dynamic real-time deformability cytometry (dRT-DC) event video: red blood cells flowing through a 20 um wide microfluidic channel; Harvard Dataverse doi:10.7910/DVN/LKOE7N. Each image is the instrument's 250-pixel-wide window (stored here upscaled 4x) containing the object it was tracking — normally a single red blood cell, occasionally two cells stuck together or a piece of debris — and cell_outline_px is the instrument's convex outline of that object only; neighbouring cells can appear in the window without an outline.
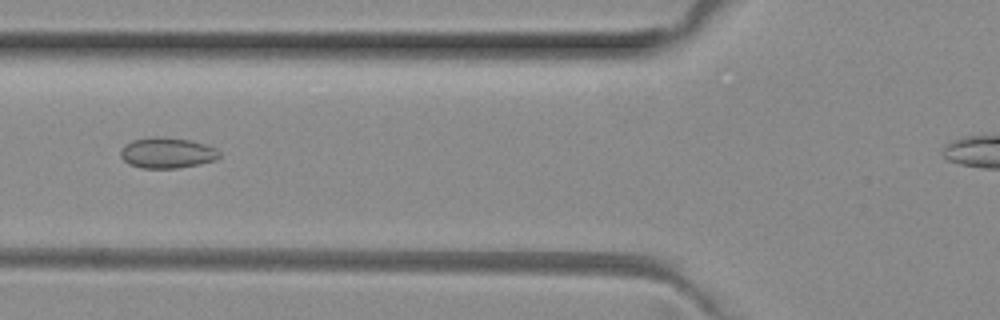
{"species": "common noctule bat (a hibernating species)", "species_latin": "Nyctalus noctula", "temperature_condition": "room temperature", "stored_images_in_passage": 3, "camera_frame_rate_fps": 3000, "um_per_image_px": 0.085, "animal": {"sex": "female", "body_mass_g": 29.2, "forearm_length_mm": 56.3}, "frame": {"image": 1, "passage_image": 3, "time_ms": 0.667, "image_size_px": [1000, 320], "cell_outline_px": [[220, 156], [216, 160], [200, 164], [176, 168], [140, 168], [128, 164], [120, 156], [120, 152], [124, 144], [132, 140], [152, 136], [156, 136], [192, 140], [208, 144], [216, 148], [220, 152]], "centroid_in_image_um": [14.21, 12.98], "position_along_channel_um": 111.6, "area_um2": 17.98}}